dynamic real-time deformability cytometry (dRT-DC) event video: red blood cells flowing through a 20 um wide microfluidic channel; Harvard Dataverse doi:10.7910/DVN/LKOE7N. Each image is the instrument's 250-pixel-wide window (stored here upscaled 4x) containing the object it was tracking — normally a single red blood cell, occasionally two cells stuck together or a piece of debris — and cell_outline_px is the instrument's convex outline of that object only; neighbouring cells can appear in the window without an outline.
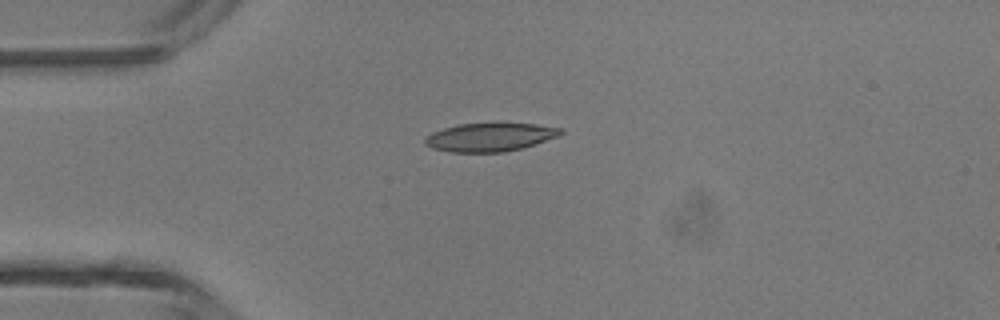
{"species": "common noctule bat (a hibernating species)", "species_latin": "Nyctalus noctula", "temperature_condition": "room temperature", "stored_images_in_passage": 1, "camera_frame_rate_fps": 3000, "um_per_image_px": 0.085, "animal": {"sex": "male", "body_mass_g": 13.3}, "frame": {"image": 1, "passage_image": 1, "time_ms": 0.0, "image_size_px": [1000, 320], "cell_outline_px": [[564, 132], [560, 136], [520, 148], [504, 152], [452, 152], [432, 148], [424, 144], [424, 140], [432, 132], [444, 128], [460, 124], [536, 124], [560, 128]], "centroid_in_image_um": [41.64, 11.66], "position_along_channel_um": 43.4, "area_um2": 22.08}}